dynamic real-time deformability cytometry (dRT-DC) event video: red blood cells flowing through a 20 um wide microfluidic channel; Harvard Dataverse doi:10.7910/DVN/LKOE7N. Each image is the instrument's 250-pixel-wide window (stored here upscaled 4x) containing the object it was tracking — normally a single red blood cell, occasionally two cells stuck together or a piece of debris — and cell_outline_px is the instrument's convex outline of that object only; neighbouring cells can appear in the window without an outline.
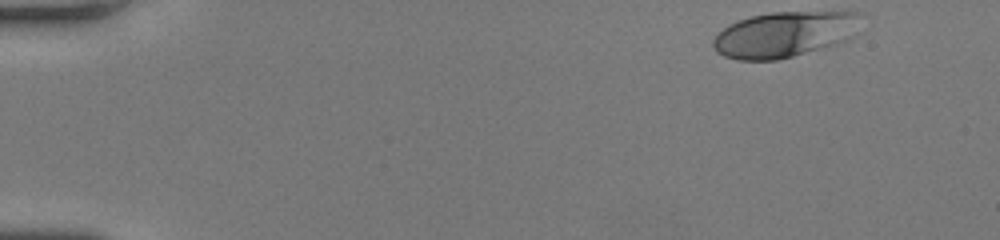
{"species": "human", "species_latin": "Homo sapiens", "temperature_condition": "room temperature", "stored_images_in_passage": 4, "camera_frame_rate_fps": 3000, "um_per_image_px": 0.085, "donor": {"sex": "female"}, "frame": {"image": 1, "passage_image": 1, "time_ms": 0.0, "image_size_px": [1000, 240], "cell_outline_px": [[864, 12], [852, 36], [848, 40], [792, 56], [776, 60], [736, 60], [724, 56], [716, 52], [712, 44], [712, 40], [728, 24], [752, 16], [772, 12]], "centroid_in_image_um": [66.66, 2.92], "position_along_channel_um": 18.3, "area_um2": 39.02}}